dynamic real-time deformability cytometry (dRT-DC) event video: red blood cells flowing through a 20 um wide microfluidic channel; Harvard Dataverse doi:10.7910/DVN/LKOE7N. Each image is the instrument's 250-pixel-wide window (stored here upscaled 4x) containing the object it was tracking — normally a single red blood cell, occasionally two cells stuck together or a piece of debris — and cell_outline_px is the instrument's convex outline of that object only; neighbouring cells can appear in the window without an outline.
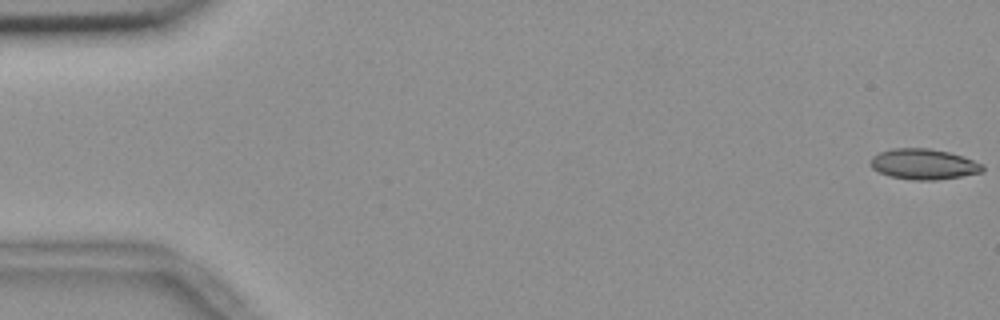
{"species": "common noctule bat (a hibernating species)", "species_latin": "Nyctalus noctula", "temperature_condition": "room temperature", "stored_images_in_passage": 56, "camera_frame_rate_fps": 3000, "um_per_image_px": 0.085, "animal": {"sex": "female", "body_mass_g": 18.4}, "frame": {"image": 1, "passage_image": 1, "time_ms": 0.0, "image_size_px": [1000, 320], "cell_outline_px": [[984, 172], [936, 180], [912, 180], [892, 176], [880, 172], [872, 168], [868, 164], [872, 156], [880, 152], [892, 148], [928, 148], [948, 152], [984, 164]], "centroid_in_image_um": [78.49, 13.95], "position_along_channel_um": 6.5, "area_um2": 19.88}}
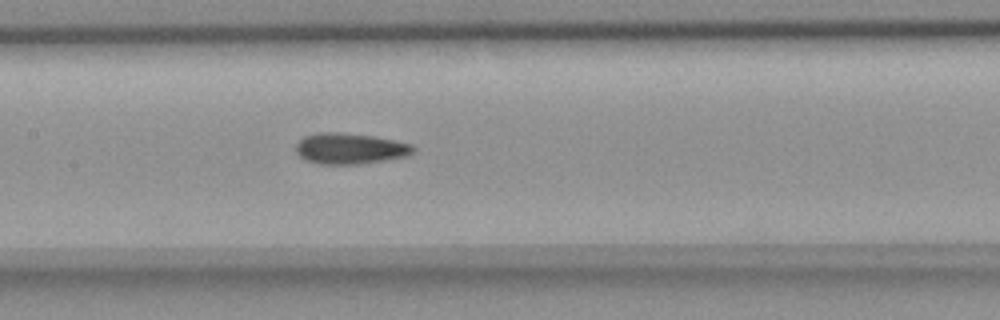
{"frame": {"image": 2, "passage_image": 27, "time_ms": 8.667, "image_size_px": [1000, 320], "cell_outline_px": [[416, 148], [412, 152], [404, 156], [384, 160], [356, 164], [320, 164], [308, 160], [300, 156], [296, 152], [296, 144], [304, 136], [320, 132], [340, 132], [372, 136], [396, 140], [412, 144]], "centroid_in_image_um": [29.74, 12.61], "position_along_channel_um": 177.7, "area_um2": 20.92}}
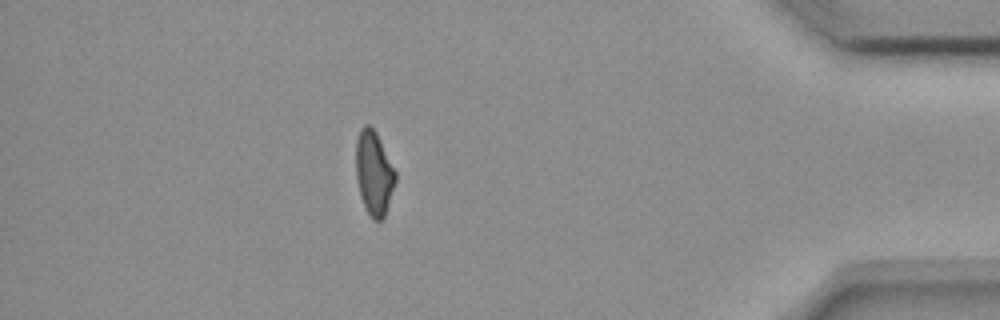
{"frame": {"image": 3, "passage_image": 49, "time_ms": 16.0, "image_size_px": [1000, 320], "cell_outline_px": [[396, 180], [384, 216], [380, 220], [372, 220], [360, 196], [356, 176], [356, 140], [360, 128], [364, 124], [368, 124], [376, 132], [396, 172]], "centroid_in_image_um": [31.77, 14.68], "position_along_channel_um": 403.4, "area_um2": 19.13}, "authors_computed_cell_mechanics": {"area_um2": 20.2878, "velocity_mm_per_s": 3.6895, "shape_relaxation_time_tau1_ms": null, "shape_relaxation_time_tau2_ms": 4.4285, "deformation_change_tau1": null, "deformation_change_tau2": 0.0972}}